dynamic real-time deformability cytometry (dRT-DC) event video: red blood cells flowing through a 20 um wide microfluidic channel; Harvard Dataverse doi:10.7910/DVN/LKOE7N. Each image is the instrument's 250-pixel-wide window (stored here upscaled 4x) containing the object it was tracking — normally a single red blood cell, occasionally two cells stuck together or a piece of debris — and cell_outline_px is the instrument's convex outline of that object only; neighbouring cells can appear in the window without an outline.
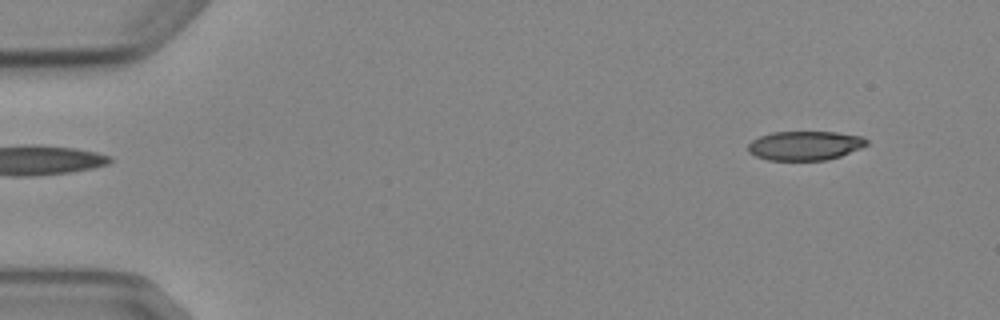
{"species": "Egyptian fruit bat (a non-hibernating species)", "species_latin": "Rousettus aegyptiacus", "temperature_condition": "cold", "stored_images_in_passage": 2, "camera_frame_rate_fps": 3000, "um_per_image_px": 0.085, "animal": {"sex": "female"}, "frame": {"image": 1, "passage_image": 2, "time_ms": 1.333, "image_size_px": [1000, 320], "cell_outline_px": [[868, 144], [860, 148], [840, 156], [824, 160], [768, 160], [756, 156], [748, 152], [748, 144], [752, 140], [760, 136], [772, 132], [836, 132], [864, 136], [868, 140]], "centroid_in_image_um": [68.42, 12.37], "position_along_channel_um": 16.6, "area_um2": 20.17}}